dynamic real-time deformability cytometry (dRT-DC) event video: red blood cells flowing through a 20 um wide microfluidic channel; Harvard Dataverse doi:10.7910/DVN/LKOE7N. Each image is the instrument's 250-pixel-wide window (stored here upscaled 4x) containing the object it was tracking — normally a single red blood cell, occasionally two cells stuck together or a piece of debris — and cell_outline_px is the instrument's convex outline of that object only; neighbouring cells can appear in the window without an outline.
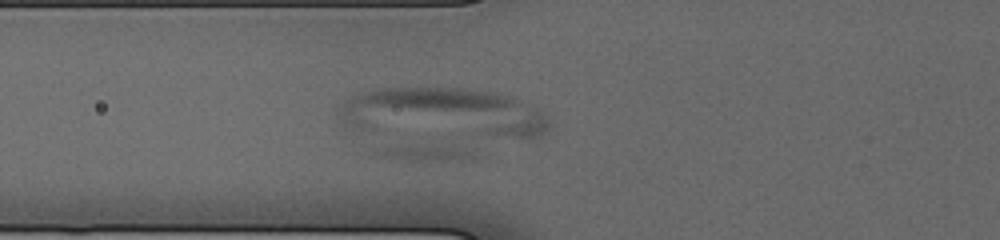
{"species": "human", "species_latin": "Homo sapiens", "temperature_condition": "cold", "stored_images_in_passage": 19, "camera_frame_rate_fps": 3000, "um_per_image_px": 0.085, "donor": {"sex": "male"}, "frame": {"image": 1, "passage_image": 19, "time_ms": 6.333, "image_size_px": [1000, 240], "cell_outline_px": [[548, 132], [532, 140], [360, 132], [344, 124], [336, 108], [344, 96], [372, 88], [476, 88], [496, 92], [512, 96], [520, 100], [540, 112], [548, 120]], "centroid_in_image_um": [37.57, 9.64], "position_along_channel_um": 88.2, "area_um2": 64.04}}